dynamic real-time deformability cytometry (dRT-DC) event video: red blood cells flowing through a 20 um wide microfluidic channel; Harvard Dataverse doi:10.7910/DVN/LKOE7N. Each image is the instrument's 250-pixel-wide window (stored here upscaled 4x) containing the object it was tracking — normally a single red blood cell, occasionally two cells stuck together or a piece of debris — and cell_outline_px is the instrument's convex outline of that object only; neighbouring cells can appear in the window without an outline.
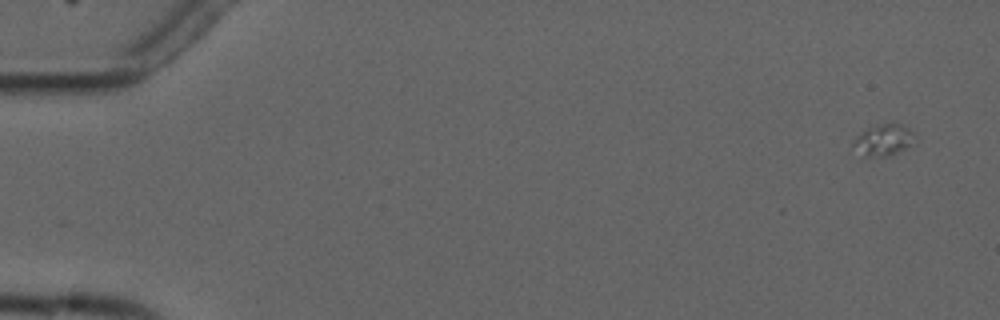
{"species": "common noctule bat (a hibernating species)", "species_latin": "Nyctalus noctula", "temperature_condition": "cold", "stored_images_in_passage": 9, "camera_frame_rate_fps": 3000, "um_per_image_px": 0.085, "animal": {"sex": "male", "forearm_length_mm": 52.5}, "frame": {"image": 1, "passage_image": 1, "time_ms": 0.0, "image_size_px": [1000, 320], "cell_outline_px": [[916, 132], [908, 144], [904, 148], [892, 156], [864, 156], [852, 144], [852, 140], [860, 132], [868, 128], [884, 124], [900, 124]], "centroid_in_image_um": [75.06, 11.9], "position_along_channel_um": 9.9, "area_um2": 10.87}}